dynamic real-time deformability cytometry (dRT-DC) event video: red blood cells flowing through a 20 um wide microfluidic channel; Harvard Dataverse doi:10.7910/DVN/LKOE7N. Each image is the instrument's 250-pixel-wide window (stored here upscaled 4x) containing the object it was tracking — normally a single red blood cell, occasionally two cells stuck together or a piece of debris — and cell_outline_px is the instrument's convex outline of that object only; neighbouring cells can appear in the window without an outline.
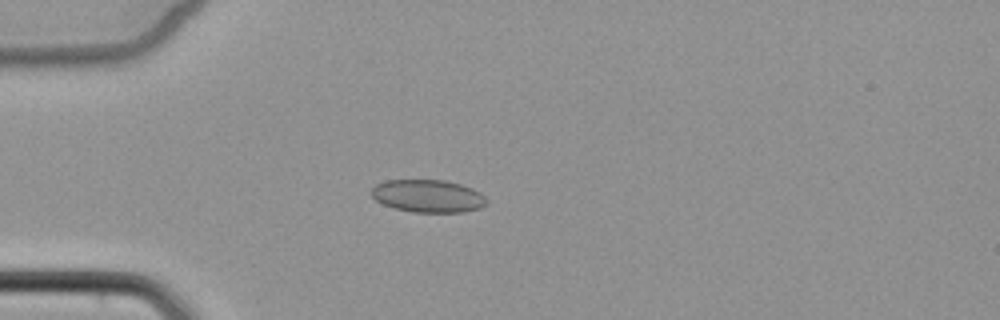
{"species": "common noctule bat (a hibernating species)", "species_latin": "Nyctalus noctula", "temperature_condition": "cold", "stored_images_in_passage": 4, "camera_frame_rate_fps": 3000, "um_per_image_px": 0.085, "animal": {"sex": "female", "body_mass_g": 22.7, "forearm_length_mm": 54.2}, "frame": {"image": 1, "passage_image": 4, "time_ms": 5.0, "image_size_px": [1000, 320], "cell_outline_px": [[488, 204], [480, 208], [464, 212], [412, 212], [396, 208], [384, 204], [376, 200], [372, 196], [372, 188], [376, 184], [384, 180], [444, 180], [460, 184], [472, 188], [480, 192], [488, 200]], "centroid_in_image_um": [36.41, 16.66], "position_along_channel_um": 48.6, "area_um2": 21.96}}